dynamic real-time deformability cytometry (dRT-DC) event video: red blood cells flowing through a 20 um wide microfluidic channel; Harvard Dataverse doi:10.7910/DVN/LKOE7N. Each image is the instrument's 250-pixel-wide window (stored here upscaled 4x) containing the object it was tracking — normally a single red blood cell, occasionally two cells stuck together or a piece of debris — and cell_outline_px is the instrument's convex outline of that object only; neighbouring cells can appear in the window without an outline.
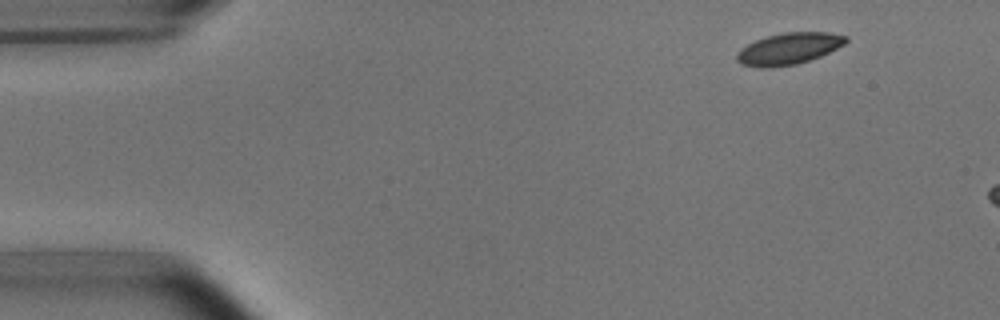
{"species": "common noctule bat (a hibernating species)", "species_latin": "Nyctalus noctula", "temperature_condition": "room temperature", "stored_images_in_passage": 4, "camera_frame_rate_fps": 3000, "um_per_image_px": 0.085, "animal": {"sex": "male", "body_mass_g": 15.6}, "frame": {"image": 1, "passage_image": 1, "time_ms": 0.0, "image_size_px": [1000, 320], "cell_outline_px": [[848, 40], [844, 44], [820, 56], [796, 64], [772, 68], [760, 68], [740, 64], [736, 60], [736, 52], [740, 48], [756, 40], [768, 36], [784, 32], [828, 32], [848, 36]], "centroid_in_image_um": [67.01, 4.14], "position_along_channel_um": 18.0, "area_um2": 20.11}}